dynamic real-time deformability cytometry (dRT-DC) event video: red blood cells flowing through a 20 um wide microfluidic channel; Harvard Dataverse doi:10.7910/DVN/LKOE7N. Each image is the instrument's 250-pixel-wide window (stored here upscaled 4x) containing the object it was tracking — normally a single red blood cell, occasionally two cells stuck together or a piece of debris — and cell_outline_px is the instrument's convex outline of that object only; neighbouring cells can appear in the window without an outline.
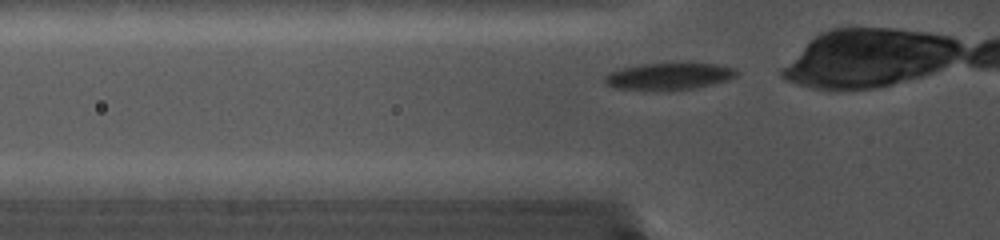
{"species": "common noctule bat (a hibernating species)", "species_latin": "Nyctalus noctula", "temperature_condition": "cold", "stored_images_in_passage": 50, "camera_frame_rate_fps": 5000, "um_per_image_px": 0.085, "animal": {"sex": "female", "body_mass_g": 19.0, "forearm_length_mm": 56.7}, "frame": {"image": 1, "passage_image": 2, "time_ms": 0.2, "image_size_px": [1000, 240], "cell_outline_px": [[740, 72], [736, 76], [728, 80], [696, 88], [668, 92], [616, 88], [604, 84], [604, 76], [608, 72], [620, 68], [640, 64], [716, 64], [736, 68]], "centroid_in_image_um": [56.83, 6.51], "position_along_channel_um": 69.0, "area_um2": 21.1}}
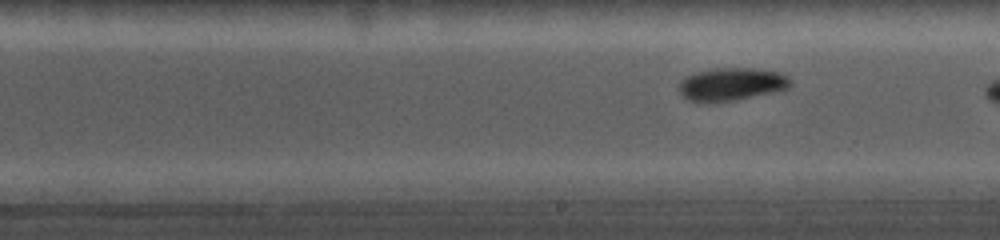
{"frame": {"image": 2, "passage_image": 23, "time_ms": 4.4, "image_size_px": [1000, 240], "cell_outline_px": [[792, 84], [784, 92], [716, 104], [704, 104], [688, 100], [680, 92], [680, 80], [696, 72], [716, 68], [752, 68], [780, 72], [788, 76], [792, 80]], "centroid_in_image_um": [62.25, 7.21], "position_along_channel_um": 226.7, "area_um2": 22.31}}
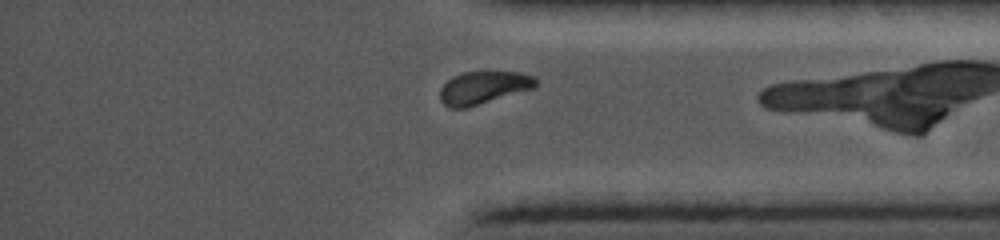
{"frame": {"image": 3, "passage_image": 45, "time_ms": 8.8, "image_size_px": [1000, 240], "cell_outline_px": [[536, 88], [468, 108], [448, 108], [440, 100], [440, 88], [452, 76], [464, 72], [520, 72], [536, 76]], "centroid_in_image_um": [41.11, 7.46], "position_along_channel_um": 394.1, "area_um2": 18.55}}